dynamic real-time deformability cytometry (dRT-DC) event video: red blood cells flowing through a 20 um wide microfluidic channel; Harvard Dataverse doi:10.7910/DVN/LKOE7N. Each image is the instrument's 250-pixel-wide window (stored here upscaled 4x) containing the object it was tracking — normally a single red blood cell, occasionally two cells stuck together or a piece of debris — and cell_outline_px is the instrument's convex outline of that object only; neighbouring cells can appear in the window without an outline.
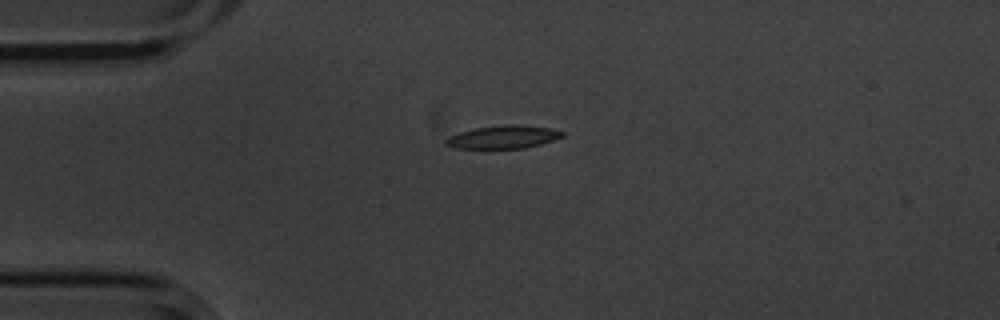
{"species": "common noctule bat (a hibernating species)", "species_latin": "Nyctalus noctula", "temperature_condition": "cold", "stored_images_in_passage": 4, "camera_frame_rate_fps": 3000, "um_per_image_px": 0.085, "animal": {"sex": "male", "body_mass_g": 20.1, "forearm_length_mm": 53.5}, "frame": {"image": 1, "passage_image": 4, "time_ms": 1.0, "image_size_px": [1000, 320], "cell_outline_px": [[564, 136], [540, 144], [524, 148], [452, 148], [444, 144], [444, 140], [448, 136], [460, 132], [476, 128], [508, 124], [520, 124], [552, 128], [564, 132]], "centroid_in_image_um": [42.76, 11.64], "position_along_channel_um": 42.2, "area_um2": 15.66}}